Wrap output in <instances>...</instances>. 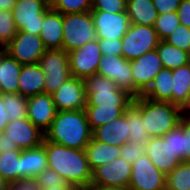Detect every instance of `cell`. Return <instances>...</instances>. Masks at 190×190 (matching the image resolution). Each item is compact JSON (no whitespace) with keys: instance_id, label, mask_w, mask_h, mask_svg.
I'll list each match as a JSON object with an SVG mask.
<instances>
[{"instance_id":"obj_4","label":"cell","mask_w":190,"mask_h":190,"mask_svg":"<svg viewBox=\"0 0 190 190\" xmlns=\"http://www.w3.org/2000/svg\"><path fill=\"white\" fill-rule=\"evenodd\" d=\"M96 30L91 11L63 15L62 49L69 53L96 40Z\"/></svg>"},{"instance_id":"obj_43","label":"cell","mask_w":190,"mask_h":190,"mask_svg":"<svg viewBox=\"0 0 190 190\" xmlns=\"http://www.w3.org/2000/svg\"><path fill=\"white\" fill-rule=\"evenodd\" d=\"M120 157L131 165L141 156L145 155V147L140 143L129 141L121 146Z\"/></svg>"},{"instance_id":"obj_56","label":"cell","mask_w":190,"mask_h":190,"mask_svg":"<svg viewBox=\"0 0 190 190\" xmlns=\"http://www.w3.org/2000/svg\"><path fill=\"white\" fill-rule=\"evenodd\" d=\"M3 190H12V188L9 185H7Z\"/></svg>"},{"instance_id":"obj_54","label":"cell","mask_w":190,"mask_h":190,"mask_svg":"<svg viewBox=\"0 0 190 190\" xmlns=\"http://www.w3.org/2000/svg\"><path fill=\"white\" fill-rule=\"evenodd\" d=\"M8 184H6L3 180L0 179V190H3Z\"/></svg>"},{"instance_id":"obj_5","label":"cell","mask_w":190,"mask_h":190,"mask_svg":"<svg viewBox=\"0 0 190 190\" xmlns=\"http://www.w3.org/2000/svg\"><path fill=\"white\" fill-rule=\"evenodd\" d=\"M38 64L45 74V93H54L72 76L69 56L63 49H46Z\"/></svg>"},{"instance_id":"obj_9","label":"cell","mask_w":190,"mask_h":190,"mask_svg":"<svg viewBox=\"0 0 190 190\" xmlns=\"http://www.w3.org/2000/svg\"><path fill=\"white\" fill-rule=\"evenodd\" d=\"M22 65L37 64L46 51L39 35L17 31L12 41L3 48Z\"/></svg>"},{"instance_id":"obj_38","label":"cell","mask_w":190,"mask_h":190,"mask_svg":"<svg viewBox=\"0 0 190 190\" xmlns=\"http://www.w3.org/2000/svg\"><path fill=\"white\" fill-rule=\"evenodd\" d=\"M16 34L12 11L0 10V49L6 47Z\"/></svg>"},{"instance_id":"obj_6","label":"cell","mask_w":190,"mask_h":190,"mask_svg":"<svg viewBox=\"0 0 190 190\" xmlns=\"http://www.w3.org/2000/svg\"><path fill=\"white\" fill-rule=\"evenodd\" d=\"M159 38L152 26L130 24L122 38L121 55L126 60H134L141 55L156 50Z\"/></svg>"},{"instance_id":"obj_33","label":"cell","mask_w":190,"mask_h":190,"mask_svg":"<svg viewBox=\"0 0 190 190\" xmlns=\"http://www.w3.org/2000/svg\"><path fill=\"white\" fill-rule=\"evenodd\" d=\"M128 129L129 141H133L135 144L140 143L146 148L150 136L144 126L141 113L133 105L128 108Z\"/></svg>"},{"instance_id":"obj_8","label":"cell","mask_w":190,"mask_h":190,"mask_svg":"<svg viewBox=\"0 0 190 190\" xmlns=\"http://www.w3.org/2000/svg\"><path fill=\"white\" fill-rule=\"evenodd\" d=\"M132 165L121 157L98 166L92 171L90 186L128 189Z\"/></svg>"},{"instance_id":"obj_50","label":"cell","mask_w":190,"mask_h":190,"mask_svg":"<svg viewBox=\"0 0 190 190\" xmlns=\"http://www.w3.org/2000/svg\"><path fill=\"white\" fill-rule=\"evenodd\" d=\"M17 0H0V10L12 11Z\"/></svg>"},{"instance_id":"obj_25","label":"cell","mask_w":190,"mask_h":190,"mask_svg":"<svg viewBox=\"0 0 190 190\" xmlns=\"http://www.w3.org/2000/svg\"><path fill=\"white\" fill-rule=\"evenodd\" d=\"M126 13L131 24L152 27L158 17L152 0H126Z\"/></svg>"},{"instance_id":"obj_1","label":"cell","mask_w":190,"mask_h":190,"mask_svg":"<svg viewBox=\"0 0 190 190\" xmlns=\"http://www.w3.org/2000/svg\"><path fill=\"white\" fill-rule=\"evenodd\" d=\"M42 144L45 146L49 169L58 172L74 187H90L92 171L85 150L67 148L45 138Z\"/></svg>"},{"instance_id":"obj_7","label":"cell","mask_w":190,"mask_h":190,"mask_svg":"<svg viewBox=\"0 0 190 190\" xmlns=\"http://www.w3.org/2000/svg\"><path fill=\"white\" fill-rule=\"evenodd\" d=\"M49 7L47 0H17L12 9L17 31L40 35L44 13Z\"/></svg>"},{"instance_id":"obj_47","label":"cell","mask_w":190,"mask_h":190,"mask_svg":"<svg viewBox=\"0 0 190 190\" xmlns=\"http://www.w3.org/2000/svg\"><path fill=\"white\" fill-rule=\"evenodd\" d=\"M177 13L180 24L190 28V0H182Z\"/></svg>"},{"instance_id":"obj_19","label":"cell","mask_w":190,"mask_h":190,"mask_svg":"<svg viewBox=\"0 0 190 190\" xmlns=\"http://www.w3.org/2000/svg\"><path fill=\"white\" fill-rule=\"evenodd\" d=\"M92 138L112 146H123L129 142L128 109L118 119L95 128Z\"/></svg>"},{"instance_id":"obj_42","label":"cell","mask_w":190,"mask_h":190,"mask_svg":"<svg viewBox=\"0 0 190 190\" xmlns=\"http://www.w3.org/2000/svg\"><path fill=\"white\" fill-rule=\"evenodd\" d=\"M91 10L110 13L126 12V0H92Z\"/></svg>"},{"instance_id":"obj_53","label":"cell","mask_w":190,"mask_h":190,"mask_svg":"<svg viewBox=\"0 0 190 190\" xmlns=\"http://www.w3.org/2000/svg\"><path fill=\"white\" fill-rule=\"evenodd\" d=\"M90 190H123L120 188H106V187H100V186H90Z\"/></svg>"},{"instance_id":"obj_45","label":"cell","mask_w":190,"mask_h":190,"mask_svg":"<svg viewBox=\"0 0 190 190\" xmlns=\"http://www.w3.org/2000/svg\"><path fill=\"white\" fill-rule=\"evenodd\" d=\"M182 0H152L158 14L176 12Z\"/></svg>"},{"instance_id":"obj_34","label":"cell","mask_w":190,"mask_h":190,"mask_svg":"<svg viewBox=\"0 0 190 190\" xmlns=\"http://www.w3.org/2000/svg\"><path fill=\"white\" fill-rule=\"evenodd\" d=\"M165 190H190V161L181 162L166 175Z\"/></svg>"},{"instance_id":"obj_55","label":"cell","mask_w":190,"mask_h":190,"mask_svg":"<svg viewBox=\"0 0 190 190\" xmlns=\"http://www.w3.org/2000/svg\"><path fill=\"white\" fill-rule=\"evenodd\" d=\"M72 190H90L89 187H74Z\"/></svg>"},{"instance_id":"obj_16","label":"cell","mask_w":190,"mask_h":190,"mask_svg":"<svg viewBox=\"0 0 190 190\" xmlns=\"http://www.w3.org/2000/svg\"><path fill=\"white\" fill-rule=\"evenodd\" d=\"M52 96L57 111L85 109L86 93L84 80L71 76L52 93Z\"/></svg>"},{"instance_id":"obj_10","label":"cell","mask_w":190,"mask_h":190,"mask_svg":"<svg viewBox=\"0 0 190 190\" xmlns=\"http://www.w3.org/2000/svg\"><path fill=\"white\" fill-rule=\"evenodd\" d=\"M96 74L115 82L119 89L134 98V81L130 61L122 55H102Z\"/></svg>"},{"instance_id":"obj_37","label":"cell","mask_w":190,"mask_h":190,"mask_svg":"<svg viewBox=\"0 0 190 190\" xmlns=\"http://www.w3.org/2000/svg\"><path fill=\"white\" fill-rule=\"evenodd\" d=\"M92 0H52L50 8L64 14L91 11Z\"/></svg>"},{"instance_id":"obj_44","label":"cell","mask_w":190,"mask_h":190,"mask_svg":"<svg viewBox=\"0 0 190 190\" xmlns=\"http://www.w3.org/2000/svg\"><path fill=\"white\" fill-rule=\"evenodd\" d=\"M97 40L102 55H121L122 38Z\"/></svg>"},{"instance_id":"obj_48","label":"cell","mask_w":190,"mask_h":190,"mask_svg":"<svg viewBox=\"0 0 190 190\" xmlns=\"http://www.w3.org/2000/svg\"><path fill=\"white\" fill-rule=\"evenodd\" d=\"M9 150H20L16 143L8 138V134L4 132L0 133V152H5Z\"/></svg>"},{"instance_id":"obj_36","label":"cell","mask_w":190,"mask_h":190,"mask_svg":"<svg viewBox=\"0 0 190 190\" xmlns=\"http://www.w3.org/2000/svg\"><path fill=\"white\" fill-rule=\"evenodd\" d=\"M179 25V17L176 11L158 14L153 28L155 29L159 40L162 41L165 40Z\"/></svg>"},{"instance_id":"obj_26","label":"cell","mask_w":190,"mask_h":190,"mask_svg":"<svg viewBox=\"0 0 190 190\" xmlns=\"http://www.w3.org/2000/svg\"><path fill=\"white\" fill-rule=\"evenodd\" d=\"M172 79V70L168 68L161 69L141 96L153 101L170 102L172 104Z\"/></svg>"},{"instance_id":"obj_30","label":"cell","mask_w":190,"mask_h":190,"mask_svg":"<svg viewBox=\"0 0 190 190\" xmlns=\"http://www.w3.org/2000/svg\"><path fill=\"white\" fill-rule=\"evenodd\" d=\"M171 147L183 161H190V117L183 116L171 130Z\"/></svg>"},{"instance_id":"obj_52","label":"cell","mask_w":190,"mask_h":190,"mask_svg":"<svg viewBox=\"0 0 190 190\" xmlns=\"http://www.w3.org/2000/svg\"><path fill=\"white\" fill-rule=\"evenodd\" d=\"M182 112L184 116L190 117V96L186 105L182 108Z\"/></svg>"},{"instance_id":"obj_21","label":"cell","mask_w":190,"mask_h":190,"mask_svg":"<svg viewBox=\"0 0 190 190\" xmlns=\"http://www.w3.org/2000/svg\"><path fill=\"white\" fill-rule=\"evenodd\" d=\"M18 93L26 98L45 93V74L38 63L22 65Z\"/></svg>"},{"instance_id":"obj_49","label":"cell","mask_w":190,"mask_h":190,"mask_svg":"<svg viewBox=\"0 0 190 190\" xmlns=\"http://www.w3.org/2000/svg\"><path fill=\"white\" fill-rule=\"evenodd\" d=\"M8 123H9V119L5 112V106L3 104L2 94H1L0 96V133L4 131Z\"/></svg>"},{"instance_id":"obj_20","label":"cell","mask_w":190,"mask_h":190,"mask_svg":"<svg viewBox=\"0 0 190 190\" xmlns=\"http://www.w3.org/2000/svg\"><path fill=\"white\" fill-rule=\"evenodd\" d=\"M39 36L46 49H62L63 14L49 7L44 13Z\"/></svg>"},{"instance_id":"obj_22","label":"cell","mask_w":190,"mask_h":190,"mask_svg":"<svg viewBox=\"0 0 190 190\" xmlns=\"http://www.w3.org/2000/svg\"><path fill=\"white\" fill-rule=\"evenodd\" d=\"M22 64L12 58L4 49H0V92L18 93V79Z\"/></svg>"},{"instance_id":"obj_18","label":"cell","mask_w":190,"mask_h":190,"mask_svg":"<svg viewBox=\"0 0 190 190\" xmlns=\"http://www.w3.org/2000/svg\"><path fill=\"white\" fill-rule=\"evenodd\" d=\"M56 113L52 94L43 93L27 98V118L42 132L51 127Z\"/></svg>"},{"instance_id":"obj_28","label":"cell","mask_w":190,"mask_h":190,"mask_svg":"<svg viewBox=\"0 0 190 190\" xmlns=\"http://www.w3.org/2000/svg\"><path fill=\"white\" fill-rule=\"evenodd\" d=\"M84 84L86 99L116 98L119 90L115 82L98 74L85 78Z\"/></svg>"},{"instance_id":"obj_12","label":"cell","mask_w":190,"mask_h":190,"mask_svg":"<svg viewBox=\"0 0 190 190\" xmlns=\"http://www.w3.org/2000/svg\"><path fill=\"white\" fill-rule=\"evenodd\" d=\"M130 65L134 81V98L141 96L151 85L159 71L164 68L157 50L130 60Z\"/></svg>"},{"instance_id":"obj_46","label":"cell","mask_w":190,"mask_h":190,"mask_svg":"<svg viewBox=\"0 0 190 190\" xmlns=\"http://www.w3.org/2000/svg\"><path fill=\"white\" fill-rule=\"evenodd\" d=\"M12 190H41L34 178L19 179L9 184Z\"/></svg>"},{"instance_id":"obj_24","label":"cell","mask_w":190,"mask_h":190,"mask_svg":"<svg viewBox=\"0 0 190 190\" xmlns=\"http://www.w3.org/2000/svg\"><path fill=\"white\" fill-rule=\"evenodd\" d=\"M85 152L90 170L93 171L100 165L120 158L121 146L108 145L92 138L85 147Z\"/></svg>"},{"instance_id":"obj_32","label":"cell","mask_w":190,"mask_h":190,"mask_svg":"<svg viewBox=\"0 0 190 190\" xmlns=\"http://www.w3.org/2000/svg\"><path fill=\"white\" fill-rule=\"evenodd\" d=\"M156 50L164 68L173 70L189 63V52L180 50L165 40L159 41Z\"/></svg>"},{"instance_id":"obj_51","label":"cell","mask_w":190,"mask_h":190,"mask_svg":"<svg viewBox=\"0 0 190 190\" xmlns=\"http://www.w3.org/2000/svg\"><path fill=\"white\" fill-rule=\"evenodd\" d=\"M74 188L73 185H62V186H53V187H50V188H44V189H41V190H72Z\"/></svg>"},{"instance_id":"obj_27","label":"cell","mask_w":190,"mask_h":190,"mask_svg":"<svg viewBox=\"0 0 190 190\" xmlns=\"http://www.w3.org/2000/svg\"><path fill=\"white\" fill-rule=\"evenodd\" d=\"M172 77V104L183 108L190 96L189 65L173 69Z\"/></svg>"},{"instance_id":"obj_39","label":"cell","mask_w":190,"mask_h":190,"mask_svg":"<svg viewBox=\"0 0 190 190\" xmlns=\"http://www.w3.org/2000/svg\"><path fill=\"white\" fill-rule=\"evenodd\" d=\"M133 97L124 90L116 92V98L86 99V106H131Z\"/></svg>"},{"instance_id":"obj_3","label":"cell","mask_w":190,"mask_h":190,"mask_svg":"<svg viewBox=\"0 0 190 190\" xmlns=\"http://www.w3.org/2000/svg\"><path fill=\"white\" fill-rule=\"evenodd\" d=\"M132 105L141 113L150 138L163 137L176 127L184 116L179 106L170 102L153 101L143 96L134 98Z\"/></svg>"},{"instance_id":"obj_13","label":"cell","mask_w":190,"mask_h":190,"mask_svg":"<svg viewBox=\"0 0 190 190\" xmlns=\"http://www.w3.org/2000/svg\"><path fill=\"white\" fill-rule=\"evenodd\" d=\"M71 74L85 79L96 74L102 57L98 40H93L68 53Z\"/></svg>"},{"instance_id":"obj_23","label":"cell","mask_w":190,"mask_h":190,"mask_svg":"<svg viewBox=\"0 0 190 190\" xmlns=\"http://www.w3.org/2000/svg\"><path fill=\"white\" fill-rule=\"evenodd\" d=\"M48 168L45 146L21 151V179L34 178Z\"/></svg>"},{"instance_id":"obj_31","label":"cell","mask_w":190,"mask_h":190,"mask_svg":"<svg viewBox=\"0 0 190 190\" xmlns=\"http://www.w3.org/2000/svg\"><path fill=\"white\" fill-rule=\"evenodd\" d=\"M21 151L0 152V179L8 185L21 179Z\"/></svg>"},{"instance_id":"obj_40","label":"cell","mask_w":190,"mask_h":190,"mask_svg":"<svg viewBox=\"0 0 190 190\" xmlns=\"http://www.w3.org/2000/svg\"><path fill=\"white\" fill-rule=\"evenodd\" d=\"M165 41L190 53V28L180 24Z\"/></svg>"},{"instance_id":"obj_41","label":"cell","mask_w":190,"mask_h":190,"mask_svg":"<svg viewBox=\"0 0 190 190\" xmlns=\"http://www.w3.org/2000/svg\"><path fill=\"white\" fill-rule=\"evenodd\" d=\"M36 183L40 187V189L50 188L53 186H62V185H72L67 183L60 174L54 170L49 168L43 170L38 175L34 177Z\"/></svg>"},{"instance_id":"obj_35","label":"cell","mask_w":190,"mask_h":190,"mask_svg":"<svg viewBox=\"0 0 190 190\" xmlns=\"http://www.w3.org/2000/svg\"><path fill=\"white\" fill-rule=\"evenodd\" d=\"M9 122L27 117V98L19 93L2 94Z\"/></svg>"},{"instance_id":"obj_29","label":"cell","mask_w":190,"mask_h":190,"mask_svg":"<svg viewBox=\"0 0 190 190\" xmlns=\"http://www.w3.org/2000/svg\"><path fill=\"white\" fill-rule=\"evenodd\" d=\"M130 106H85L88 124L91 130L108 124L115 119H118Z\"/></svg>"},{"instance_id":"obj_17","label":"cell","mask_w":190,"mask_h":190,"mask_svg":"<svg viewBox=\"0 0 190 190\" xmlns=\"http://www.w3.org/2000/svg\"><path fill=\"white\" fill-rule=\"evenodd\" d=\"M3 132L8 134V138L13 140L20 150L38 147L45 138V133L27 117L9 122Z\"/></svg>"},{"instance_id":"obj_11","label":"cell","mask_w":190,"mask_h":190,"mask_svg":"<svg viewBox=\"0 0 190 190\" xmlns=\"http://www.w3.org/2000/svg\"><path fill=\"white\" fill-rule=\"evenodd\" d=\"M164 175L145 154L132 164V174L127 190H165Z\"/></svg>"},{"instance_id":"obj_15","label":"cell","mask_w":190,"mask_h":190,"mask_svg":"<svg viewBox=\"0 0 190 190\" xmlns=\"http://www.w3.org/2000/svg\"><path fill=\"white\" fill-rule=\"evenodd\" d=\"M91 15L97 39L123 38L131 24L126 12L110 13L102 10H91Z\"/></svg>"},{"instance_id":"obj_2","label":"cell","mask_w":190,"mask_h":190,"mask_svg":"<svg viewBox=\"0 0 190 190\" xmlns=\"http://www.w3.org/2000/svg\"><path fill=\"white\" fill-rule=\"evenodd\" d=\"M45 139L67 148L85 150L92 139L85 110L57 111L51 127L45 132Z\"/></svg>"},{"instance_id":"obj_14","label":"cell","mask_w":190,"mask_h":190,"mask_svg":"<svg viewBox=\"0 0 190 190\" xmlns=\"http://www.w3.org/2000/svg\"><path fill=\"white\" fill-rule=\"evenodd\" d=\"M145 154L164 175H168L184 162L171 147V130L163 137H151Z\"/></svg>"}]
</instances>
